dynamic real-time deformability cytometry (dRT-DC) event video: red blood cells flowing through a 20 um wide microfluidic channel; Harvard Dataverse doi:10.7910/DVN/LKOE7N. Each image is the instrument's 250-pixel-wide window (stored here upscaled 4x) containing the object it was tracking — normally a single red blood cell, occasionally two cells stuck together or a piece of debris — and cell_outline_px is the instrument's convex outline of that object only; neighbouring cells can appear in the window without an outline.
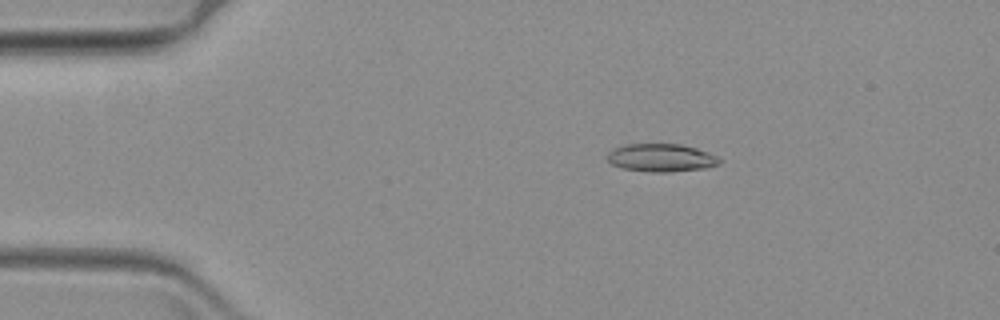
{"species": "common noctule bat (a hibernating species)", "species_latin": "Nyctalus noctula", "temperature_condition": "warm", "stored_images_in_passage": 63, "camera_frame_rate_fps": 3000, "um_per_image_px": 0.085, "animal": {"sex": "female", "body_mass_g": 19.3, "forearm_length_mm": 54.1}, "frame": {"image": 1, "passage_image": 12, "time_ms": 3.667, "image_size_px": [1000, 320], "cell_outline_px": [[724, 160], [720, 164], [708, 168], [668, 172], [652, 172], [624, 168], [612, 164], [608, 160], [608, 152], [624, 144], [680, 144], [696, 148], [720, 156]], "centroid_in_image_um": [56.29, 13.41], "position_along_channel_um": 28.7, "area_um2": 18.38}}
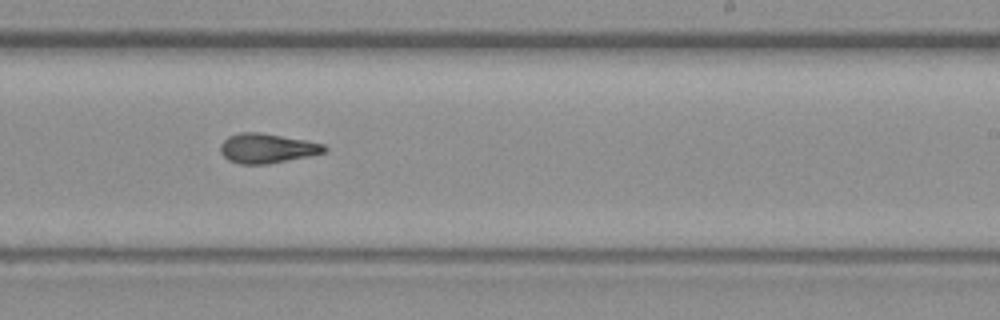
{"frame": {"image": 2, "passage_image": 39, "time_ms": 12.667, "image_size_px": [1000, 320], "cell_outline_px": [[328, 152], [268, 164], [240, 164], [228, 160], [220, 152], [220, 144], [228, 136], [240, 132], [260, 132], [304, 140], [324, 144], [328, 148]], "centroid_in_image_um": [22.69, 12.6], "position_along_channel_um": 266.3, "area_um2": 17.98}}
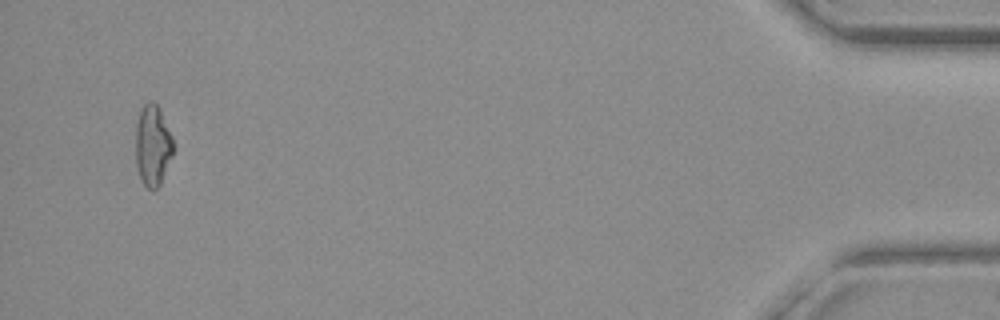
{"frame": {"image": 3, "passage_image": 61, "time_ms": 20.0, "image_size_px": [1000, 320], "cell_outline_px": [[172, 156], [160, 184], [152, 192], [140, 180], [136, 164], [136, 124], [140, 108], [148, 100], [152, 100], [156, 104], [172, 136]], "centroid_in_image_um": [12.95, 12.37], "position_along_channel_um": 422.3, "area_um2": 17.63}}